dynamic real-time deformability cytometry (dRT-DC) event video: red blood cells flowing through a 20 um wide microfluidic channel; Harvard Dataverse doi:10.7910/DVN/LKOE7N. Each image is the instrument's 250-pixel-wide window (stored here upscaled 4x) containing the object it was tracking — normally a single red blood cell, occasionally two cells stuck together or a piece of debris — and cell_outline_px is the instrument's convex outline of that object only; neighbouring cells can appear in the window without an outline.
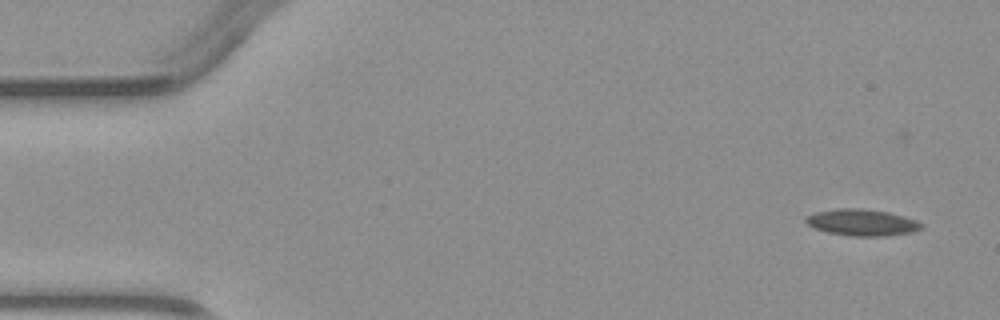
{"species": "common noctule bat (a hibernating species)", "species_latin": "Nyctalus noctula", "temperature_condition": "warm", "stored_images_in_passage": 4, "camera_frame_rate_fps": 3000, "um_per_image_px": 0.085, "animal": {"sex": "male", "body_mass_g": 23.1, "forearm_length_mm": 52.7}, "frame": {"image": 1, "passage_image": 1, "time_ms": 0.0, "image_size_px": [1000, 320], "cell_outline_px": [[924, 224], [920, 228], [912, 232], [888, 236], [848, 236], [828, 232], [816, 228], [808, 224], [804, 220], [808, 216], [816, 212], [836, 208], [860, 208], [888, 212], [904, 216], [916, 220]], "centroid_in_image_um": [73.29, 18.91], "position_along_channel_um": 11.7, "area_um2": 17.8}}
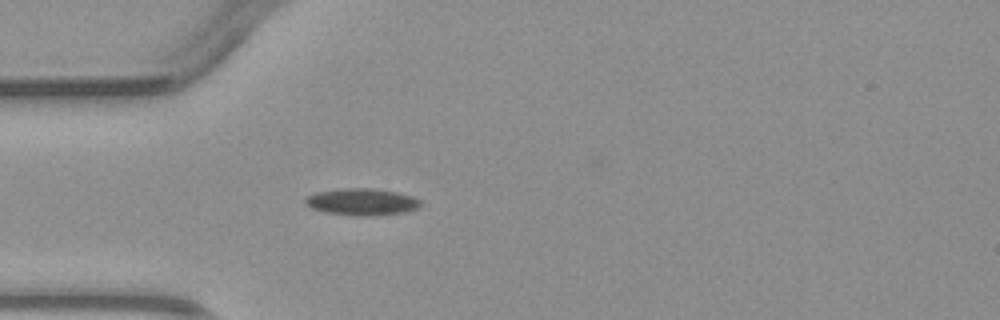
{"frame": {"image": 2, "passage_image": 4, "time_ms": 3.667, "image_size_px": [1000, 320], "cell_outline_px": [[420, 204], [416, 208], [400, 212], [360, 216], [324, 212], [312, 208], [304, 204], [304, 200], [308, 196], [316, 192], [344, 188], [372, 188], [396, 192], [412, 196], [420, 200]], "centroid_in_image_um": [30.69, 17.14], "position_along_channel_um": 54.3, "area_um2": 17.63}}